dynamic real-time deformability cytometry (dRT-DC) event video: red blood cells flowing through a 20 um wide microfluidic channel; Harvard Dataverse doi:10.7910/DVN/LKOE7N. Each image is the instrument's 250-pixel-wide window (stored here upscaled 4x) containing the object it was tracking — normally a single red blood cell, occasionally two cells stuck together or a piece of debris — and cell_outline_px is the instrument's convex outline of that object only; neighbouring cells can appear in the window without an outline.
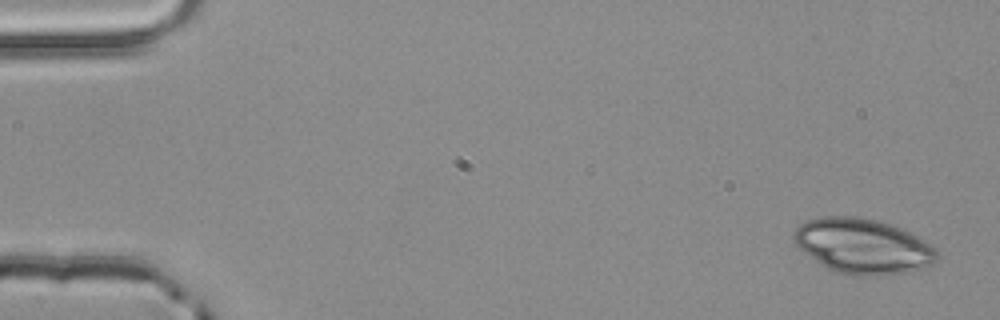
{"species": "common noctule bat (a hibernating species)", "species_latin": "Nyctalus noctula", "temperature_condition": "room temperature", "stored_images_in_passage": 6, "camera_frame_rate_fps": 3000, "um_per_image_px": 0.085, "animal": {"sex": "male", "body_mass_g": 20.4}, "frame": {"image": 1, "passage_image": 1, "time_ms": 0.0, "image_size_px": [1000, 320], "cell_outline_px": [[940, 256], [932, 264], [924, 268], [908, 272], [880, 276], [856, 276], [836, 272], [828, 268], [804, 252], [792, 240], [792, 232], [804, 220], [824, 216], [856, 216], [876, 220], [892, 224], [916, 236], [936, 248]], "centroid_in_image_um": [73.34, 20.92], "position_along_channel_um": 11.7, "area_um2": 46.18}}